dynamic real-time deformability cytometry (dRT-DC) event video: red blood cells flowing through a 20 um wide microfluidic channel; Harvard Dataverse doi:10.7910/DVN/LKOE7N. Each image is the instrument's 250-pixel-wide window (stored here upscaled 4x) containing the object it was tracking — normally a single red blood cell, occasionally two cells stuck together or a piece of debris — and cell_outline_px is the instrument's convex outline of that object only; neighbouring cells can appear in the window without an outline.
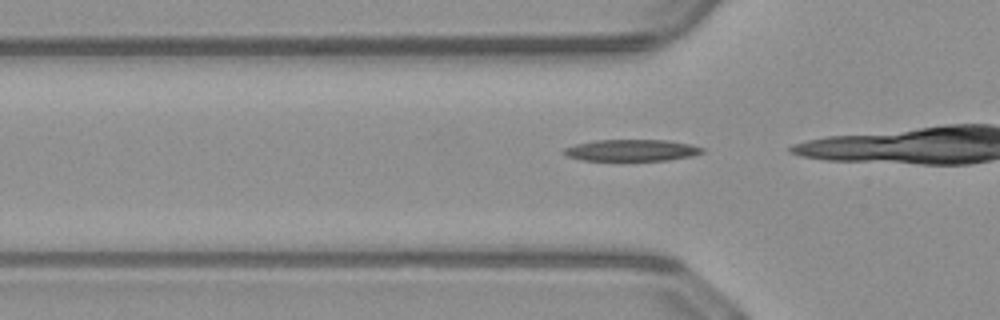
{"species": "common noctule bat (a hibernating species)", "species_latin": "Nyctalus noctula", "temperature_condition": "warm", "stored_images_in_passage": 8, "camera_frame_rate_fps": 3000, "um_per_image_px": 0.085, "animal": {"sex": "male", "body_mass_g": 23.1, "forearm_length_mm": 52.7}, "frame": {"image": 1, "passage_image": 6, "time_ms": 1.667, "image_size_px": [1000, 320], "cell_outline_px": [[704, 152], [692, 156], [668, 160], [580, 160], [568, 156], [560, 152], [564, 148], [576, 144], [596, 140], [668, 140], [688, 144], [704, 148]], "centroid_in_image_um": [53.67, 12.77], "position_along_channel_um": 72.1, "area_um2": 17.34}}